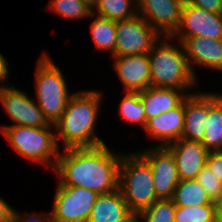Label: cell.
<instances>
[{
	"instance_id": "obj_1",
	"label": "cell",
	"mask_w": 222,
	"mask_h": 222,
	"mask_svg": "<svg viewBox=\"0 0 222 222\" xmlns=\"http://www.w3.org/2000/svg\"><path fill=\"white\" fill-rule=\"evenodd\" d=\"M64 151L59 152L54 168L60 178L58 186L83 187L97 194L118 189L122 155L112 153L106 144Z\"/></svg>"
},
{
	"instance_id": "obj_2",
	"label": "cell",
	"mask_w": 222,
	"mask_h": 222,
	"mask_svg": "<svg viewBox=\"0 0 222 222\" xmlns=\"http://www.w3.org/2000/svg\"><path fill=\"white\" fill-rule=\"evenodd\" d=\"M99 91H80L72 94L60 119L54 124L56 141H63L64 150L92 148L105 144L94 133L101 102Z\"/></svg>"
},
{
	"instance_id": "obj_3",
	"label": "cell",
	"mask_w": 222,
	"mask_h": 222,
	"mask_svg": "<svg viewBox=\"0 0 222 222\" xmlns=\"http://www.w3.org/2000/svg\"><path fill=\"white\" fill-rule=\"evenodd\" d=\"M164 37L148 54L151 86L179 90L192 87L197 81L189 67L183 45L170 44L167 42L170 37Z\"/></svg>"
},
{
	"instance_id": "obj_4",
	"label": "cell",
	"mask_w": 222,
	"mask_h": 222,
	"mask_svg": "<svg viewBox=\"0 0 222 222\" xmlns=\"http://www.w3.org/2000/svg\"><path fill=\"white\" fill-rule=\"evenodd\" d=\"M153 184L151 167L139 153L122 155L118 188L134 214L158 200Z\"/></svg>"
},
{
	"instance_id": "obj_5",
	"label": "cell",
	"mask_w": 222,
	"mask_h": 222,
	"mask_svg": "<svg viewBox=\"0 0 222 222\" xmlns=\"http://www.w3.org/2000/svg\"><path fill=\"white\" fill-rule=\"evenodd\" d=\"M50 128L5 125L0 127V130L11 144V148L21 156L54 169L60 151L56 134ZM51 157L55 160H52Z\"/></svg>"
},
{
	"instance_id": "obj_6",
	"label": "cell",
	"mask_w": 222,
	"mask_h": 222,
	"mask_svg": "<svg viewBox=\"0 0 222 222\" xmlns=\"http://www.w3.org/2000/svg\"><path fill=\"white\" fill-rule=\"evenodd\" d=\"M44 54V55H43ZM36 67L37 105L51 124H55L67 106L69 95L65 79L59 68L43 53Z\"/></svg>"
},
{
	"instance_id": "obj_7",
	"label": "cell",
	"mask_w": 222,
	"mask_h": 222,
	"mask_svg": "<svg viewBox=\"0 0 222 222\" xmlns=\"http://www.w3.org/2000/svg\"><path fill=\"white\" fill-rule=\"evenodd\" d=\"M115 56L149 54L160 34L140 15L116 21Z\"/></svg>"
},
{
	"instance_id": "obj_8",
	"label": "cell",
	"mask_w": 222,
	"mask_h": 222,
	"mask_svg": "<svg viewBox=\"0 0 222 222\" xmlns=\"http://www.w3.org/2000/svg\"><path fill=\"white\" fill-rule=\"evenodd\" d=\"M98 194L76 186H57L50 212L54 222H87Z\"/></svg>"
},
{
	"instance_id": "obj_9",
	"label": "cell",
	"mask_w": 222,
	"mask_h": 222,
	"mask_svg": "<svg viewBox=\"0 0 222 222\" xmlns=\"http://www.w3.org/2000/svg\"><path fill=\"white\" fill-rule=\"evenodd\" d=\"M0 101L8 116L15 124L10 126L55 127L34 103V99L13 86H0Z\"/></svg>"
},
{
	"instance_id": "obj_10",
	"label": "cell",
	"mask_w": 222,
	"mask_h": 222,
	"mask_svg": "<svg viewBox=\"0 0 222 222\" xmlns=\"http://www.w3.org/2000/svg\"><path fill=\"white\" fill-rule=\"evenodd\" d=\"M185 0H136V11L161 36L171 37L179 27ZM163 34V35H162Z\"/></svg>"
},
{
	"instance_id": "obj_11",
	"label": "cell",
	"mask_w": 222,
	"mask_h": 222,
	"mask_svg": "<svg viewBox=\"0 0 222 222\" xmlns=\"http://www.w3.org/2000/svg\"><path fill=\"white\" fill-rule=\"evenodd\" d=\"M139 154L151 167L157 198L172 199L180 178L171 151L166 146L159 145Z\"/></svg>"
},
{
	"instance_id": "obj_12",
	"label": "cell",
	"mask_w": 222,
	"mask_h": 222,
	"mask_svg": "<svg viewBox=\"0 0 222 222\" xmlns=\"http://www.w3.org/2000/svg\"><path fill=\"white\" fill-rule=\"evenodd\" d=\"M222 39V13H213L184 2L179 27L170 37Z\"/></svg>"
},
{
	"instance_id": "obj_13",
	"label": "cell",
	"mask_w": 222,
	"mask_h": 222,
	"mask_svg": "<svg viewBox=\"0 0 222 222\" xmlns=\"http://www.w3.org/2000/svg\"><path fill=\"white\" fill-rule=\"evenodd\" d=\"M166 147L173 154L180 180L196 179L209 152L201 142L181 138Z\"/></svg>"
},
{
	"instance_id": "obj_14",
	"label": "cell",
	"mask_w": 222,
	"mask_h": 222,
	"mask_svg": "<svg viewBox=\"0 0 222 222\" xmlns=\"http://www.w3.org/2000/svg\"><path fill=\"white\" fill-rule=\"evenodd\" d=\"M189 67L195 75L194 64L222 71V39L207 37H179Z\"/></svg>"
},
{
	"instance_id": "obj_15",
	"label": "cell",
	"mask_w": 222,
	"mask_h": 222,
	"mask_svg": "<svg viewBox=\"0 0 222 222\" xmlns=\"http://www.w3.org/2000/svg\"><path fill=\"white\" fill-rule=\"evenodd\" d=\"M113 58L115 71L127 91L140 92L151 86L148 54L113 56Z\"/></svg>"
},
{
	"instance_id": "obj_16",
	"label": "cell",
	"mask_w": 222,
	"mask_h": 222,
	"mask_svg": "<svg viewBox=\"0 0 222 222\" xmlns=\"http://www.w3.org/2000/svg\"><path fill=\"white\" fill-rule=\"evenodd\" d=\"M184 126L182 137L202 142L206 133V120L209 114V93L188 94L184 99Z\"/></svg>"
},
{
	"instance_id": "obj_17",
	"label": "cell",
	"mask_w": 222,
	"mask_h": 222,
	"mask_svg": "<svg viewBox=\"0 0 222 222\" xmlns=\"http://www.w3.org/2000/svg\"><path fill=\"white\" fill-rule=\"evenodd\" d=\"M184 100L176 107L161 113L146 123L145 130L152 138H157L160 146H166L182 137L184 126Z\"/></svg>"
},
{
	"instance_id": "obj_18",
	"label": "cell",
	"mask_w": 222,
	"mask_h": 222,
	"mask_svg": "<svg viewBox=\"0 0 222 222\" xmlns=\"http://www.w3.org/2000/svg\"><path fill=\"white\" fill-rule=\"evenodd\" d=\"M133 215L118 188L98 194L87 222H126Z\"/></svg>"
},
{
	"instance_id": "obj_19",
	"label": "cell",
	"mask_w": 222,
	"mask_h": 222,
	"mask_svg": "<svg viewBox=\"0 0 222 222\" xmlns=\"http://www.w3.org/2000/svg\"><path fill=\"white\" fill-rule=\"evenodd\" d=\"M184 92V90L176 88L152 86L140 91L139 95L145 108L146 120L178 106L188 96L186 92L183 94Z\"/></svg>"
},
{
	"instance_id": "obj_20",
	"label": "cell",
	"mask_w": 222,
	"mask_h": 222,
	"mask_svg": "<svg viewBox=\"0 0 222 222\" xmlns=\"http://www.w3.org/2000/svg\"><path fill=\"white\" fill-rule=\"evenodd\" d=\"M201 144L210 151H222V95L209 93V114Z\"/></svg>"
},
{
	"instance_id": "obj_21",
	"label": "cell",
	"mask_w": 222,
	"mask_h": 222,
	"mask_svg": "<svg viewBox=\"0 0 222 222\" xmlns=\"http://www.w3.org/2000/svg\"><path fill=\"white\" fill-rule=\"evenodd\" d=\"M172 200L175 206L183 207L215 205L196 179L180 180L174 189Z\"/></svg>"
},
{
	"instance_id": "obj_22",
	"label": "cell",
	"mask_w": 222,
	"mask_h": 222,
	"mask_svg": "<svg viewBox=\"0 0 222 222\" xmlns=\"http://www.w3.org/2000/svg\"><path fill=\"white\" fill-rule=\"evenodd\" d=\"M90 27L95 48L100 51H110L115 56L116 22L97 15Z\"/></svg>"
},
{
	"instance_id": "obj_23",
	"label": "cell",
	"mask_w": 222,
	"mask_h": 222,
	"mask_svg": "<svg viewBox=\"0 0 222 222\" xmlns=\"http://www.w3.org/2000/svg\"><path fill=\"white\" fill-rule=\"evenodd\" d=\"M132 0H98L96 6L93 9H97L96 15L104 18H108L112 21H121L132 19L138 15L137 11H131ZM135 3L136 4V0Z\"/></svg>"
},
{
	"instance_id": "obj_24",
	"label": "cell",
	"mask_w": 222,
	"mask_h": 222,
	"mask_svg": "<svg viewBox=\"0 0 222 222\" xmlns=\"http://www.w3.org/2000/svg\"><path fill=\"white\" fill-rule=\"evenodd\" d=\"M120 114L123 119L131 123H139V125L145 128L147 120L139 92L127 91L120 103Z\"/></svg>"
},
{
	"instance_id": "obj_25",
	"label": "cell",
	"mask_w": 222,
	"mask_h": 222,
	"mask_svg": "<svg viewBox=\"0 0 222 222\" xmlns=\"http://www.w3.org/2000/svg\"><path fill=\"white\" fill-rule=\"evenodd\" d=\"M176 206L172 199H158L142 210L138 217L144 222H175ZM141 217V218H140Z\"/></svg>"
},
{
	"instance_id": "obj_26",
	"label": "cell",
	"mask_w": 222,
	"mask_h": 222,
	"mask_svg": "<svg viewBox=\"0 0 222 222\" xmlns=\"http://www.w3.org/2000/svg\"><path fill=\"white\" fill-rule=\"evenodd\" d=\"M49 6L51 11L67 19L77 20V18L95 15L94 11L82 0H51Z\"/></svg>"
},
{
	"instance_id": "obj_27",
	"label": "cell",
	"mask_w": 222,
	"mask_h": 222,
	"mask_svg": "<svg viewBox=\"0 0 222 222\" xmlns=\"http://www.w3.org/2000/svg\"><path fill=\"white\" fill-rule=\"evenodd\" d=\"M175 222H216L215 205L176 206Z\"/></svg>"
},
{
	"instance_id": "obj_28",
	"label": "cell",
	"mask_w": 222,
	"mask_h": 222,
	"mask_svg": "<svg viewBox=\"0 0 222 222\" xmlns=\"http://www.w3.org/2000/svg\"><path fill=\"white\" fill-rule=\"evenodd\" d=\"M196 180L213 202L222 198V182L206 165L198 173Z\"/></svg>"
},
{
	"instance_id": "obj_29",
	"label": "cell",
	"mask_w": 222,
	"mask_h": 222,
	"mask_svg": "<svg viewBox=\"0 0 222 222\" xmlns=\"http://www.w3.org/2000/svg\"><path fill=\"white\" fill-rule=\"evenodd\" d=\"M206 166L222 182V151L208 152Z\"/></svg>"
},
{
	"instance_id": "obj_30",
	"label": "cell",
	"mask_w": 222,
	"mask_h": 222,
	"mask_svg": "<svg viewBox=\"0 0 222 222\" xmlns=\"http://www.w3.org/2000/svg\"><path fill=\"white\" fill-rule=\"evenodd\" d=\"M186 2L201 7L202 9L213 12L222 13L221 0H185Z\"/></svg>"
},
{
	"instance_id": "obj_31",
	"label": "cell",
	"mask_w": 222,
	"mask_h": 222,
	"mask_svg": "<svg viewBox=\"0 0 222 222\" xmlns=\"http://www.w3.org/2000/svg\"><path fill=\"white\" fill-rule=\"evenodd\" d=\"M15 210H14V218L13 222H54L53 219L51 218V214L49 213L46 217L38 214H25V216H19ZM21 217V218H20ZM25 217V218H24Z\"/></svg>"
},
{
	"instance_id": "obj_32",
	"label": "cell",
	"mask_w": 222,
	"mask_h": 222,
	"mask_svg": "<svg viewBox=\"0 0 222 222\" xmlns=\"http://www.w3.org/2000/svg\"><path fill=\"white\" fill-rule=\"evenodd\" d=\"M14 209L0 198V222H13Z\"/></svg>"
},
{
	"instance_id": "obj_33",
	"label": "cell",
	"mask_w": 222,
	"mask_h": 222,
	"mask_svg": "<svg viewBox=\"0 0 222 222\" xmlns=\"http://www.w3.org/2000/svg\"><path fill=\"white\" fill-rule=\"evenodd\" d=\"M8 73V63L5 57L0 53V82L7 79Z\"/></svg>"
},
{
	"instance_id": "obj_34",
	"label": "cell",
	"mask_w": 222,
	"mask_h": 222,
	"mask_svg": "<svg viewBox=\"0 0 222 222\" xmlns=\"http://www.w3.org/2000/svg\"><path fill=\"white\" fill-rule=\"evenodd\" d=\"M216 222H222V198L215 202Z\"/></svg>"
},
{
	"instance_id": "obj_35",
	"label": "cell",
	"mask_w": 222,
	"mask_h": 222,
	"mask_svg": "<svg viewBox=\"0 0 222 222\" xmlns=\"http://www.w3.org/2000/svg\"><path fill=\"white\" fill-rule=\"evenodd\" d=\"M88 7H90L92 10L96 6L98 0H82Z\"/></svg>"
},
{
	"instance_id": "obj_36",
	"label": "cell",
	"mask_w": 222,
	"mask_h": 222,
	"mask_svg": "<svg viewBox=\"0 0 222 222\" xmlns=\"http://www.w3.org/2000/svg\"><path fill=\"white\" fill-rule=\"evenodd\" d=\"M138 215L134 214L128 221L126 222H140V220L138 219Z\"/></svg>"
}]
</instances>
